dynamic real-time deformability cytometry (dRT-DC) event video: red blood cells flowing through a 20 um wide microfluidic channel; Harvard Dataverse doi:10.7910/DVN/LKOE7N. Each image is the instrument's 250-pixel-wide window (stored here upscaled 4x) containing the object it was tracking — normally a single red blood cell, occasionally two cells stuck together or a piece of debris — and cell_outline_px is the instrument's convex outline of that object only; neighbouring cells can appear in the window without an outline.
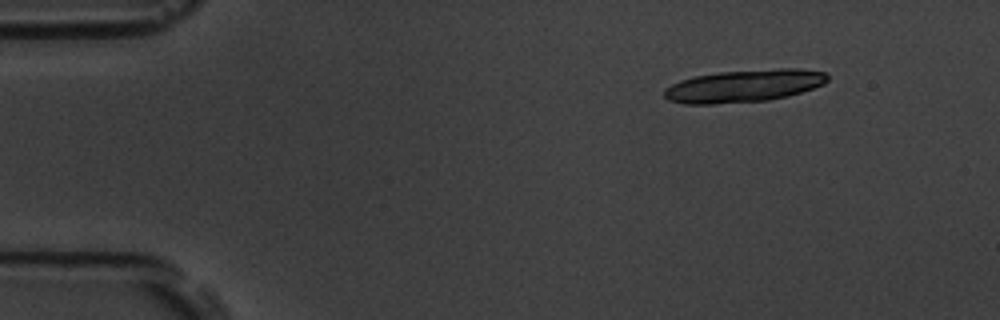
{"species": "common noctule bat (a hibernating species)", "species_latin": "Nyctalus noctula", "temperature_condition": "room temperature", "stored_images_in_passage": 14, "camera_frame_rate_fps": 3000, "um_per_image_px": 0.085, "animal": {"sex": "male", "body_mass_g": 19.5, "forearm_length_mm": 54.6}, "frame": {"image": 1, "passage_image": 1, "time_ms": 0.0, "image_size_px": [1000, 320], "cell_outline_px": [[828, 80], [824, 84], [788, 96], [768, 100], [716, 104], [684, 104], [668, 100], [664, 96], [664, 88], [680, 80], [696, 76], [720, 72], [780, 68], [796, 68], [824, 72], [828, 76]], "centroid_in_image_um": [63.22, 7.3], "position_along_channel_um": 21.8, "area_um2": 30.87}}